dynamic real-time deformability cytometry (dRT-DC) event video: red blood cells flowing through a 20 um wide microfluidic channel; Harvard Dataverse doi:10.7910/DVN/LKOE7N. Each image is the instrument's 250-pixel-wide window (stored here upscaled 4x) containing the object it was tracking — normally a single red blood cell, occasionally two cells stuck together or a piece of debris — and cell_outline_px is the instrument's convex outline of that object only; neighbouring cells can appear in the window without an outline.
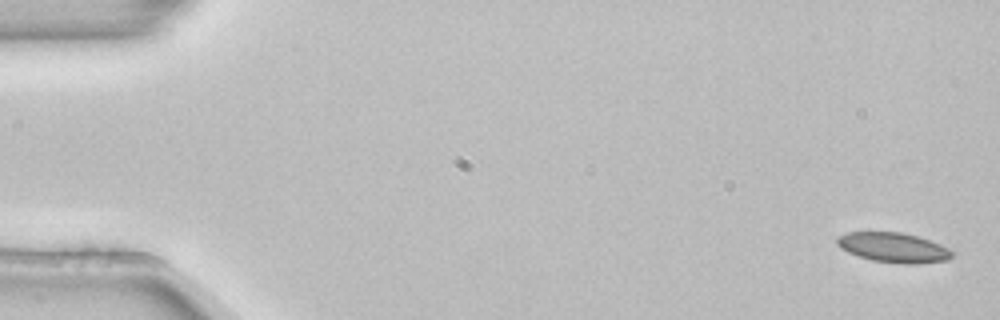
{"species": "common noctule bat (a hibernating species)", "species_latin": "Nyctalus noctula", "temperature_condition": "room temperature", "stored_images_in_passage": 4, "camera_frame_rate_fps": 3000, "um_per_image_px": 0.085, "animal": {"sex": "female", "body_mass_g": 22.7, "forearm_length_mm": 54.2}, "frame": {"image": 1, "passage_image": 1, "time_ms": 0.0, "image_size_px": [1000, 320], "cell_outline_px": [[956, 252], [948, 260], [916, 264], [904, 264], [872, 260], [848, 252], [840, 248], [836, 244], [836, 236], [848, 232], [900, 232], [916, 236], [940, 244]], "centroid_in_image_um": [75.94, 21.04], "position_along_channel_um": 9.1, "area_um2": 20.0}}
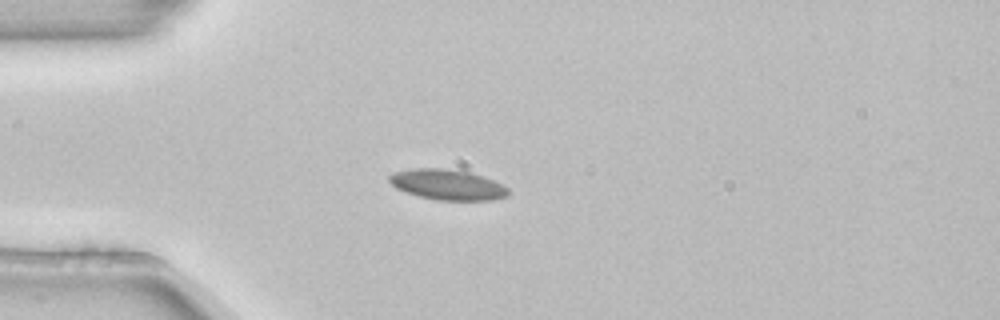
{"frame": {"image": 2, "passage_image": 4, "time_ms": 1.0, "image_size_px": [1000, 320], "cell_outline_px": [[508, 196], [492, 200], [436, 200], [420, 196], [396, 188], [388, 180], [388, 176], [392, 172], [412, 168], [444, 168], [468, 172], [484, 176], [508, 188]], "centroid_in_image_um": [38.01, 15.68], "position_along_channel_um": 47.0, "area_um2": 21.04}}